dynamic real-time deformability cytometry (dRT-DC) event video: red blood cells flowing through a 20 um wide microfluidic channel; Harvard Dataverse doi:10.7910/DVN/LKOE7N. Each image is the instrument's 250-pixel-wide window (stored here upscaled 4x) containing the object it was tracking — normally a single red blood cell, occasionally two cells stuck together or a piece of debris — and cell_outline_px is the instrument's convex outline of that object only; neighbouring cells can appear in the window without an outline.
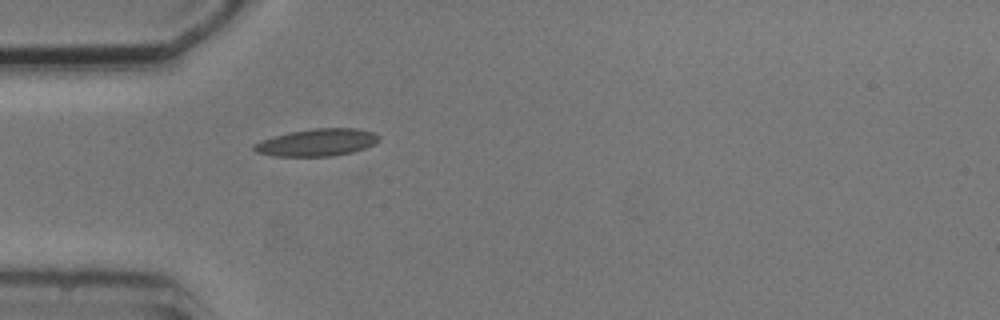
{"species": "common noctule bat (a hibernating species)", "species_latin": "Nyctalus noctula", "temperature_condition": "cold", "stored_images_in_passage": 2, "camera_frame_rate_fps": 3000, "um_per_image_px": 0.085, "animal": {"sex": "male", "body_mass_g": 20.5, "forearm_length_mm": 52.5}, "frame": {"image": 1, "passage_image": 2, "time_ms": 2.0, "image_size_px": [1000, 320], "cell_outline_px": [[380, 140], [364, 148], [352, 152], [332, 156], [276, 156], [256, 152], [252, 148], [252, 144], [260, 140], [272, 136], [288, 132], [312, 128], [360, 128], [372, 132], [380, 136]], "centroid_in_image_um": [26.91, 12.09], "position_along_channel_um": 58.1, "area_um2": 20.0}}